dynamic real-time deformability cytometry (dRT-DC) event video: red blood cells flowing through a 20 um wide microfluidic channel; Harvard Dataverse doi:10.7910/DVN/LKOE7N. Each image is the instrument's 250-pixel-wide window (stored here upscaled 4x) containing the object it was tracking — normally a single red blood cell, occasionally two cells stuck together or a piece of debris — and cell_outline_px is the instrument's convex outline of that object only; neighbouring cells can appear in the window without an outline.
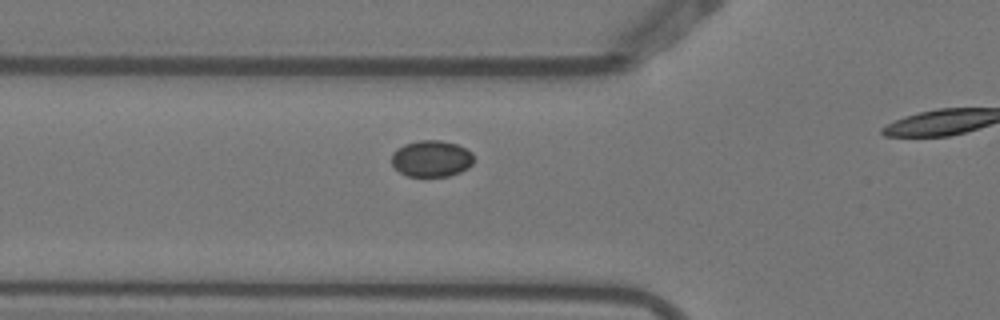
{"species": "Egyptian fruit bat (a non-hibernating species)", "species_latin": "Rousettus aegyptiacus", "temperature_condition": "warm", "stored_images_in_passage": 3, "camera_frame_rate_fps": 3000, "um_per_image_px": 0.085, "animal": {"sex": "female"}, "frame": {"image": 1, "passage_image": 2, "time_ms": 0.333, "image_size_px": [1000, 320], "cell_outline_px": [[472, 164], [468, 168], [460, 172], [448, 176], [408, 176], [400, 172], [392, 164], [392, 152], [396, 148], [404, 144], [420, 140], [440, 140], [456, 144], [472, 152]], "centroid_in_image_um": [36.65, 13.47], "position_along_channel_um": 89.1, "area_um2": 17.4}}